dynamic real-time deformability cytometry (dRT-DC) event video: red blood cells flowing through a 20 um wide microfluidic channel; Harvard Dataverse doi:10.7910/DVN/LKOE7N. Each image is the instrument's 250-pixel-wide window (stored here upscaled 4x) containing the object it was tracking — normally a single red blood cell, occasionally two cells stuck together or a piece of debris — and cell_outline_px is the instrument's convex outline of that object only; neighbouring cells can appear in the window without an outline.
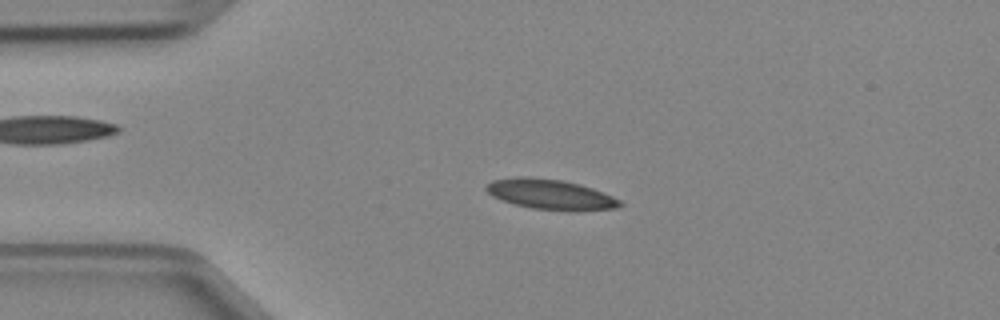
{"species": "Egyptian fruit bat (a non-hibernating species)", "species_latin": "Rousettus aegyptiacus", "temperature_condition": "cold", "stored_images_in_passage": 47, "camera_frame_rate_fps": 3000, "um_per_image_px": 0.085, "animal": {"sex": "female"}, "frame": {"image": 1, "passage_image": 10, "time_ms": 3.0, "image_size_px": [1000, 320], "cell_outline_px": [[624, 204], [616, 208], [572, 212], [532, 208], [516, 204], [492, 196], [484, 188], [492, 180], [520, 176], [524, 176], [560, 180], [580, 184], [592, 188], [612, 196], [620, 200]], "centroid_in_image_um": [46.82, 16.53], "position_along_channel_um": 38.2, "area_um2": 23.47}}
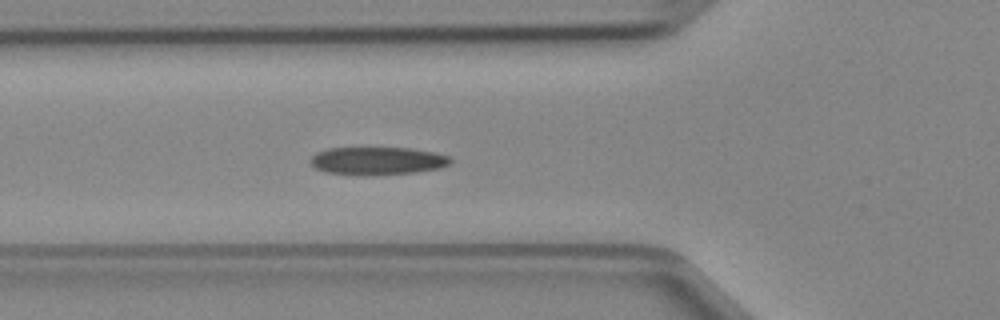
{"frame": {"image": 2, "passage_image": 16, "time_ms": 5.0, "image_size_px": [1000, 320], "cell_outline_px": [[452, 160], [448, 164], [440, 168], [416, 172], [364, 176], [360, 176], [328, 172], [316, 168], [308, 160], [316, 152], [328, 148], [408, 148], [436, 152], [448, 156]], "centroid_in_image_um": [32.06, 13.67], "position_along_channel_um": 93.7, "area_um2": 22.83}}
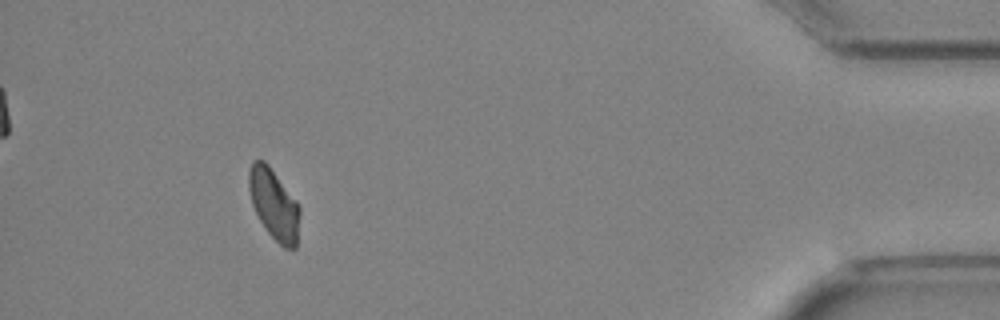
{"frame": {"image": 3, "passage_image": 43, "time_ms": 14.0, "image_size_px": [1000, 320], "cell_outline_px": [[300, 212], [296, 248], [284, 248], [268, 232], [260, 220], [252, 204], [248, 188], [248, 172], [252, 160], [264, 160], [268, 164], [296, 200], [300, 208]], "centroid_in_image_um": [23.28, 17.34], "position_along_channel_um": 411.9, "area_um2": 20.81}}